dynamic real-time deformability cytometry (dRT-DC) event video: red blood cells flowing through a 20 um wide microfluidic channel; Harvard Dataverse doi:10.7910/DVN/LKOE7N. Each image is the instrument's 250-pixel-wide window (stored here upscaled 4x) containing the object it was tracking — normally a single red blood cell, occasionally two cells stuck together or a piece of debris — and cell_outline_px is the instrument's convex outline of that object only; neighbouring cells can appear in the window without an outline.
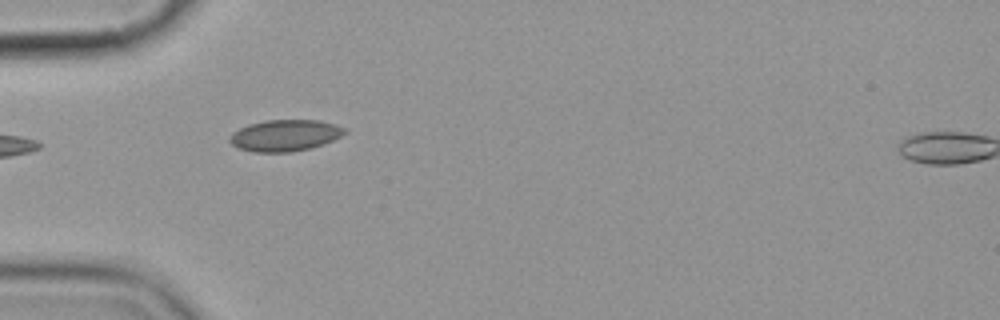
{"species": "common noctule bat (a hibernating species)", "species_latin": "Nyctalus noctula", "temperature_condition": "cold", "stored_images_in_passage": 6, "camera_frame_rate_fps": 3000, "um_per_image_px": 0.085, "animal": {"sex": "female", "body_mass_g": 19.9}, "frame": {"image": 1, "passage_image": 6, "time_ms": 6.0, "image_size_px": [1000, 320], "cell_outline_px": [[348, 132], [324, 144], [292, 152], [252, 152], [240, 148], [232, 144], [228, 140], [228, 136], [232, 132], [248, 124], [264, 120], [320, 120], [336, 124], [344, 128]], "centroid_in_image_um": [24.2, 11.5], "position_along_channel_um": 60.8, "area_um2": 21.15}}